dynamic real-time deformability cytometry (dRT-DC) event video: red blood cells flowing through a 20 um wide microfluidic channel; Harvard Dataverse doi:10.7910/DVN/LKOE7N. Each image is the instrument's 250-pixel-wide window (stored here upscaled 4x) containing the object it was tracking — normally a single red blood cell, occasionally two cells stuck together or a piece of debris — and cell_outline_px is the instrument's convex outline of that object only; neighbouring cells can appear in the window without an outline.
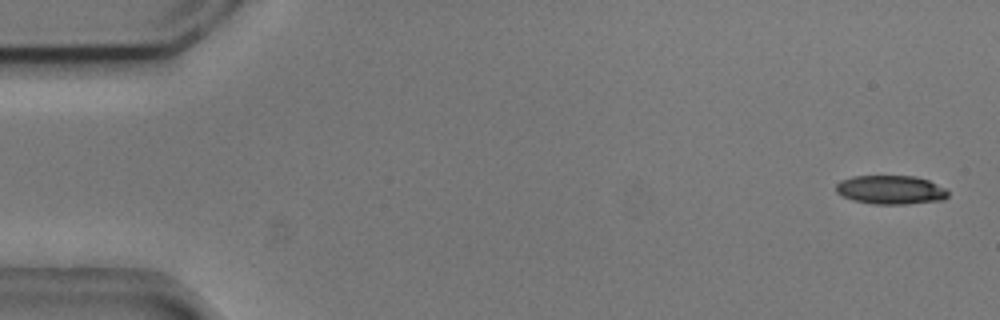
{"species": "common noctule bat (a hibernating species)", "species_latin": "Nyctalus noctula", "temperature_condition": "cold", "stored_images_in_passage": 5, "camera_frame_rate_fps": 3000, "um_per_image_px": 0.085, "animal": {"sex": "male", "body_mass_g": 20.5, "forearm_length_mm": 52.5}, "frame": {"image": 1, "passage_image": 1, "time_ms": 0.0, "image_size_px": [1000, 320], "cell_outline_px": [[948, 196], [944, 200], [908, 204], [872, 204], [852, 200], [836, 192], [836, 184], [840, 180], [852, 176], [916, 176], [928, 180], [944, 188], [948, 192]], "centroid_in_image_um": [75.7, 16.14], "position_along_channel_um": 9.3, "area_um2": 18.9}}